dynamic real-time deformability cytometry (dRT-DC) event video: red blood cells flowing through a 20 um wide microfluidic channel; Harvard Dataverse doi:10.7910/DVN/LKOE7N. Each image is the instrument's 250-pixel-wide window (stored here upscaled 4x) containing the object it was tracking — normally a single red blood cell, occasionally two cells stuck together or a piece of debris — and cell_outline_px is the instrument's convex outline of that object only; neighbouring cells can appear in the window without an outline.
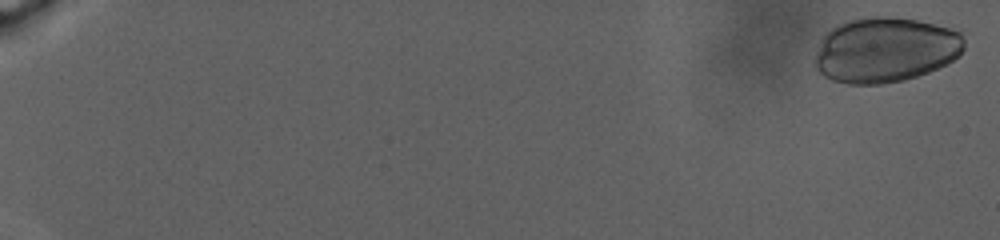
{"species": "human", "species_latin": "Homo sapiens", "temperature_condition": "warm", "stored_images_in_passage": 72, "camera_frame_rate_fps": 3000, "um_per_image_px": 0.085, "donor": {"sex": "male"}, "frame": {"image": 1, "passage_image": 2, "time_ms": 0.333, "image_size_px": [1000, 240], "cell_outline_px": [[964, 48], [960, 56], [928, 72], [904, 80], [884, 84], [848, 84], [832, 80], [824, 76], [812, 64], [820, 40], [832, 28], [848, 20], [864, 16], [892, 16], [964, 28]], "centroid_in_image_um": [75.3, 4.21], "position_along_channel_um": 9.7, "area_um2": 57.74}}
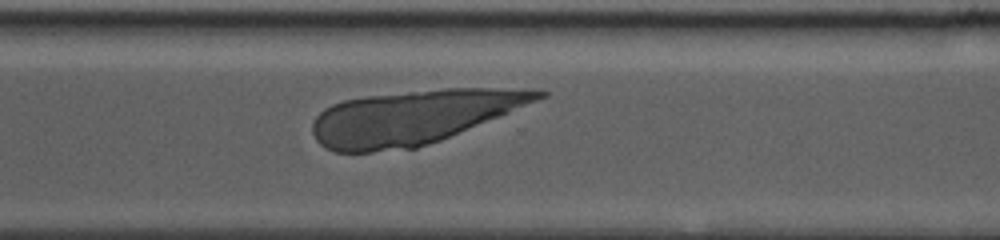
{"frame": {"image": 2, "passage_image": 56, "time_ms": 25.333, "image_size_px": [1000, 240], "cell_outline_px": [[548, 96], [440, 140], [416, 148], [372, 152], [336, 152], [324, 148], [316, 140], [312, 132], [312, 124], [316, 116], [324, 108], [332, 104], [344, 100], [368, 96], [448, 88], [536, 88], [548, 92]], "centroid_in_image_um": [35.11, 9.95], "position_along_channel_um": 335.5, "area_um2": 70.69}}
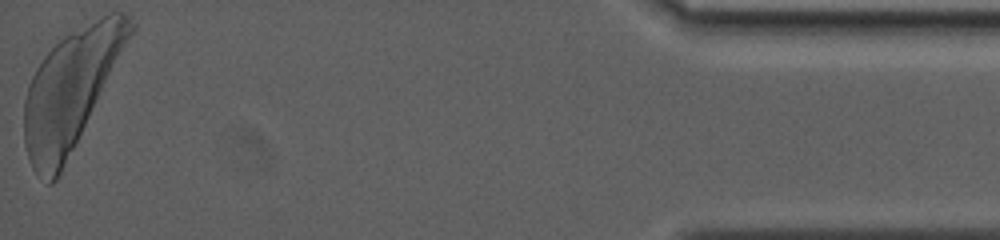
{"frame": {"image": 3, "passage_image": 72, "time_ms": 32.667, "image_size_px": [1000, 240], "cell_outline_px": [[136, 28], [56, 180], [52, 184], [48, 184], [32, 168], [24, 144], [24, 100], [28, 84], [36, 68], [44, 56], [64, 36], [108, 12], [124, 12], [136, 24]], "centroid_in_image_um": [6.01, 7.61], "position_along_channel_um": 429.2, "area_um2": 72.19}}